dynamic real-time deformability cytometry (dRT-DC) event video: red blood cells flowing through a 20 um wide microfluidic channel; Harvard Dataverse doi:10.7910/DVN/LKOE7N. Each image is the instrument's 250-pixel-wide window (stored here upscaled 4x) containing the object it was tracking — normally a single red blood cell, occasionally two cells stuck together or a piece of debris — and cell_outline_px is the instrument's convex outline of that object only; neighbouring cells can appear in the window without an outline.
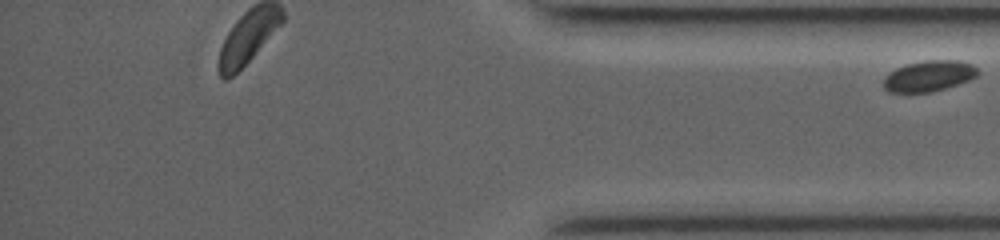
{"species": "common noctule bat (a hibernating species)", "species_latin": "Nyctalus noctula", "temperature_condition": "room temperature", "stored_images_in_passage": 38, "segment_of_instrument_passage": [2, 2], "camera_frame_rate_fps": 3500, "um_per_image_px": 0.085, "animal": {"sex": "female", "body_mass_g": 19.0, "forearm_length_mm": 53.3}, "frame": {"image": 1, "passage_image": 38, "time_ms": 10.571, "image_size_px": [1000, 240], "cell_outline_px": [[976, 76], [968, 80], [932, 92], [892, 92], [884, 88], [884, 80], [896, 68], [908, 64], [928, 60], [956, 60], [972, 64], [976, 68]], "centroid_in_image_um": [78.96, 6.46], "position_along_channel_um": 356.2, "area_um2": 16.36}}